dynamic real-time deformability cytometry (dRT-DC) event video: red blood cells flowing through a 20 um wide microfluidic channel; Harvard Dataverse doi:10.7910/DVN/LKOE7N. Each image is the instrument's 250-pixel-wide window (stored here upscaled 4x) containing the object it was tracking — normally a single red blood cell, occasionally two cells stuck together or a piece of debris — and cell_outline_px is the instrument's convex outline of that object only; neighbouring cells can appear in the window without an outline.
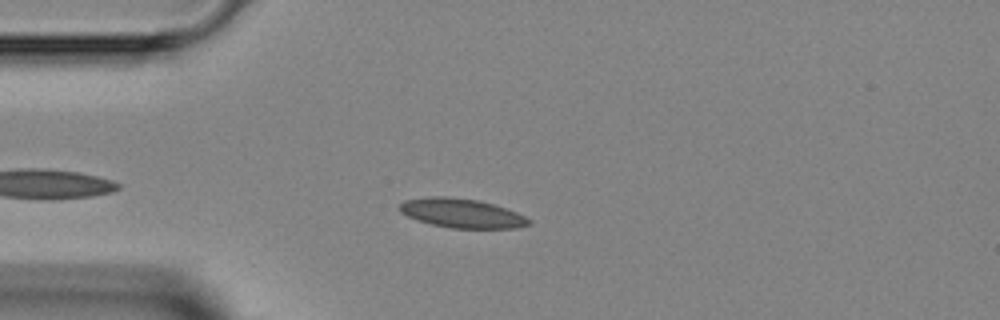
{"species": "Egyptian fruit bat (a non-hibernating species)", "species_latin": "Rousettus aegyptiacus", "temperature_condition": "room temperature", "stored_images_in_passage": 37, "camera_frame_rate_fps": 3000, "um_per_image_px": 0.085, "animal": {"sex": "female"}, "frame": {"image": 1, "passage_image": 7, "time_ms": 2.0, "image_size_px": [1000, 320], "cell_outline_px": [[532, 224], [516, 228], [452, 228], [432, 224], [416, 220], [400, 212], [396, 208], [404, 200], [428, 196], [444, 196], [480, 200], [516, 212], [532, 220]], "centroid_in_image_um": [39.22, 18.12], "position_along_channel_um": 45.8, "area_um2": 22.08}}
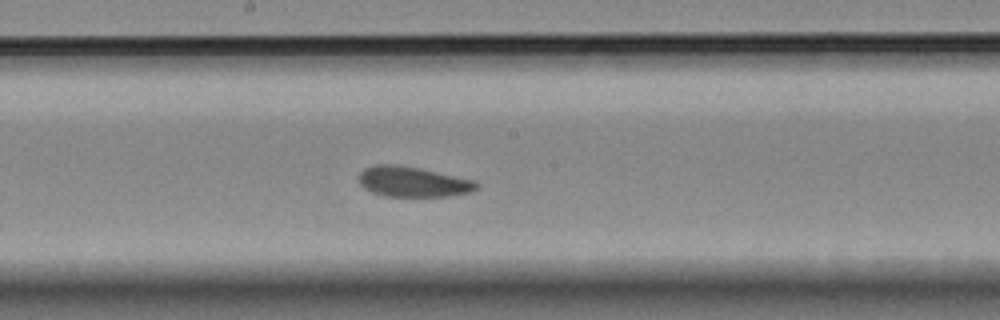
{"frame": {"image": 2, "passage_image": 20, "time_ms": 6.333, "image_size_px": [1000, 320], "cell_outline_px": [[480, 188], [472, 192], [448, 196], [384, 196], [372, 192], [364, 188], [360, 184], [360, 172], [364, 168], [376, 164], [396, 164], [420, 168], [476, 180], [480, 184]], "centroid_in_image_um": [35.15, 15.45], "position_along_channel_um": 213.1, "area_um2": 20.98}}
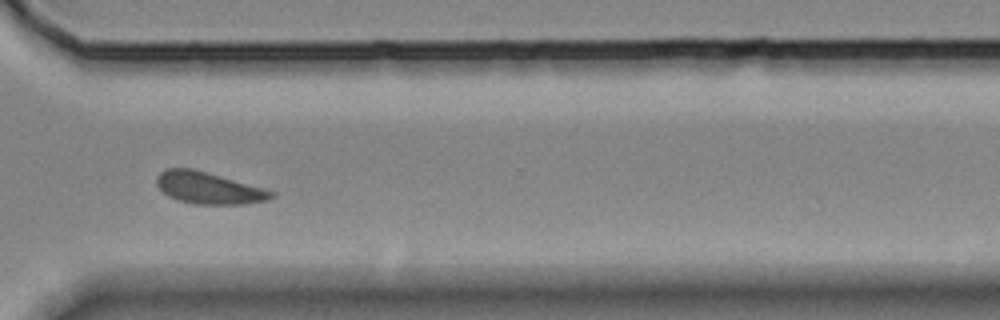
{"frame": {"image": 3, "passage_image": 30, "time_ms": 9.667, "image_size_px": [1000, 320], "cell_outline_px": [[276, 196], [268, 200], [244, 204], [196, 204], [180, 200], [168, 196], [156, 184], [156, 176], [160, 172], [168, 168], [192, 168], [264, 188], [276, 192]], "centroid_in_image_um": [17.75, 15.98], "position_along_channel_um": 352.8, "area_um2": 21.15}}